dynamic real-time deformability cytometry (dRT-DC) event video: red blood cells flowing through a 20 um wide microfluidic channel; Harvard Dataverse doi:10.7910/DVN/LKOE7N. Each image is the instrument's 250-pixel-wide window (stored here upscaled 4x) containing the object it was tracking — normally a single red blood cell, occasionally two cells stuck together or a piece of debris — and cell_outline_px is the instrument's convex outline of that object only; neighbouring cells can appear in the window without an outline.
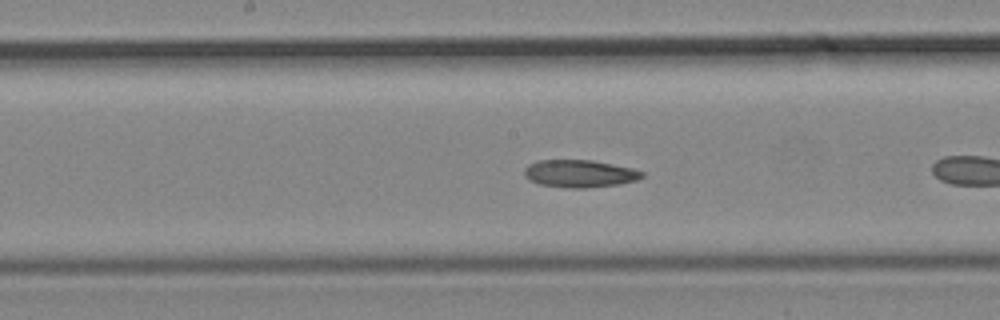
{"species": "common noctule bat (a hibernating species)", "species_latin": "Nyctalus noctula", "temperature_condition": "cold", "stored_images_in_passage": 13, "camera_frame_rate_fps": 3000, "um_per_image_px": 0.085, "animal": {"sex": "male", "body_mass_g": 19.2, "forearm_length_mm": 51.8}, "frame": {"image": 1, "passage_image": 10, "time_ms": 3.0, "image_size_px": [1000, 320], "cell_outline_px": [[644, 176], [636, 180], [620, 184], [588, 188], [568, 188], [540, 184], [528, 180], [524, 176], [524, 168], [528, 164], [540, 160], [592, 160], [632, 168], [644, 172]], "centroid_in_image_um": [49.25, 14.76], "position_along_channel_um": 198.9, "area_um2": 18.96}}